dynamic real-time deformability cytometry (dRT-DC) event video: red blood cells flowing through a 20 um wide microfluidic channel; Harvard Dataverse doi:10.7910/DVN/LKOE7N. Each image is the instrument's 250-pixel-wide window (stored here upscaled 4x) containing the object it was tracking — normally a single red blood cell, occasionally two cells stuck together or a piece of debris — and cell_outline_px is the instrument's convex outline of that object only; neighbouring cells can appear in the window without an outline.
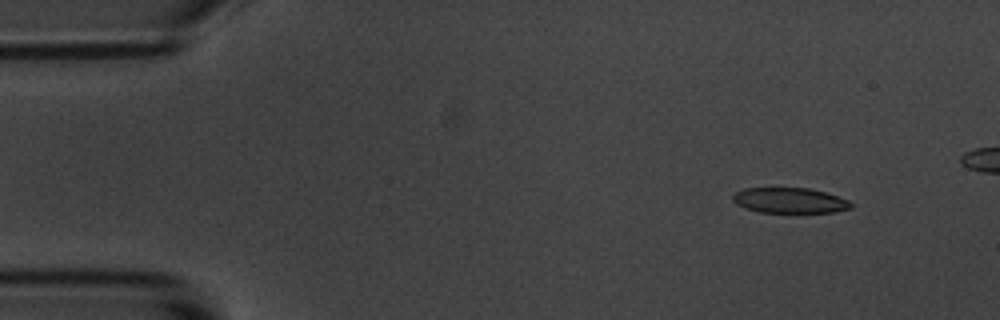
{"species": "common noctule bat (a hibernating species)", "species_latin": "Nyctalus noctula", "temperature_condition": "room temperature", "stored_images_in_passage": 5, "camera_frame_rate_fps": 3000, "um_per_image_px": 0.085, "animal": {"sex": "male", "body_mass_g": 20.1, "forearm_length_mm": 53.5}, "frame": {"image": 1, "passage_image": 1, "time_ms": 0.0, "image_size_px": [1000, 320], "cell_outline_px": [[852, 208], [836, 212], [760, 212], [736, 204], [732, 200], [732, 196], [736, 192], [744, 188], [808, 188], [824, 192], [848, 200], [852, 204]], "centroid_in_image_um": [67.12, 17.03], "position_along_channel_um": 17.9, "area_um2": 17.28}}